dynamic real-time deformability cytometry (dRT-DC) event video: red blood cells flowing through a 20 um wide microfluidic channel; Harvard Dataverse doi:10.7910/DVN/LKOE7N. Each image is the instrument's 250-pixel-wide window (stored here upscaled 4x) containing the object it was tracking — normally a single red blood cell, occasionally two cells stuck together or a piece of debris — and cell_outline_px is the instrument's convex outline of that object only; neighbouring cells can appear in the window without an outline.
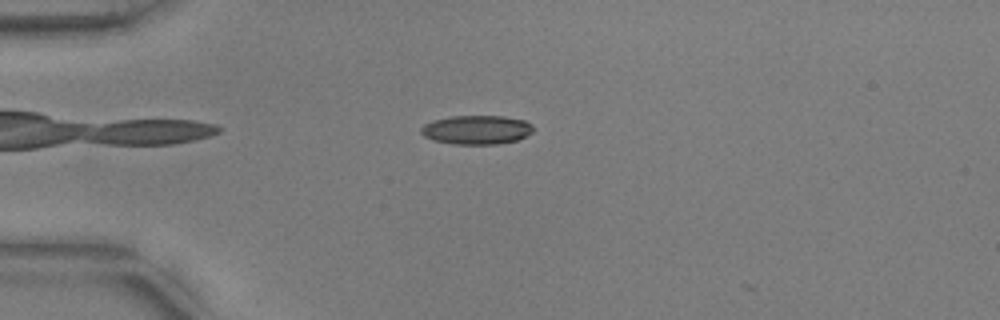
{"species": "common noctule bat (a hibernating species)", "species_latin": "Nyctalus noctula", "temperature_condition": "warm", "stored_images_in_passage": 7, "camera_frame_rate_fps": 3000, "um_per_image_px": 0.085, "animal": {"sex": "male", "body_mass_g": 17.9, "forearm_length_mm": 54.2}, "frame": {"image": 1, "passage_image": 5, "time_ms": 1.333, "image_size_px": [1000, 320], "cell_outline_px": [[532, 132], [516, 140], [496, 144], [452, 144], [432, 140], [424, 136], [420, 132], [420, 128], [424, 124], [432, 120], [452, 116], [504, 116], [524, 120], [532, 124]], "centroid_in_image_um": [40.46, 11.03], "position_along_channel_um": 44.5, "area_um2": 18.96}}